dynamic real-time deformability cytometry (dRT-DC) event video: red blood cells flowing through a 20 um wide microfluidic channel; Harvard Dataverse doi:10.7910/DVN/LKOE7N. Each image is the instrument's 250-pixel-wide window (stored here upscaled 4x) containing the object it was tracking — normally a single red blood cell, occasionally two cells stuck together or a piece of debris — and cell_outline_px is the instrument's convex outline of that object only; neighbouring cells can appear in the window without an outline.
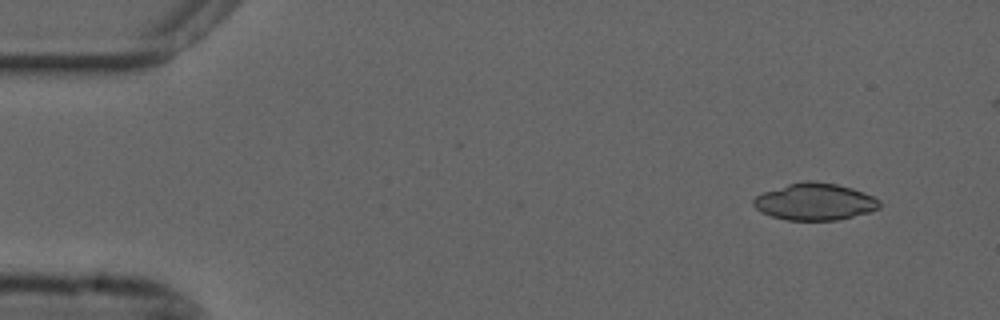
{"species": "common noctule bat (a hibernating species)", "species_latin": "Nyctalus noctula", "temperature_condition": "cold", "stored_images_in_passage": 5, "camera_frame_rate_fps": 3000, "um_per_image_px": 0.085, "animal": {"sex": "male", "forearm_length_mm": 52.5}, "frame": {"image": 1, "passage_image": 1, "time_ms": 0.0, "image_size_px": [1000, 320], "cell_outline_px": [[880, 208], [868, 212], [836, 220], [788, 220], [772, 216], [760, 212], [752, 204], [752, 200], [756, 196], [764, 192], [788, 184], [804, 180], [816, 180], [836, 184], [852, 188], [864, 192], [880, 200]], "centroid_in_image_um": [69.25, 17.13], "position_along_channel_um": 15.8, "area_um2": 27.11}}